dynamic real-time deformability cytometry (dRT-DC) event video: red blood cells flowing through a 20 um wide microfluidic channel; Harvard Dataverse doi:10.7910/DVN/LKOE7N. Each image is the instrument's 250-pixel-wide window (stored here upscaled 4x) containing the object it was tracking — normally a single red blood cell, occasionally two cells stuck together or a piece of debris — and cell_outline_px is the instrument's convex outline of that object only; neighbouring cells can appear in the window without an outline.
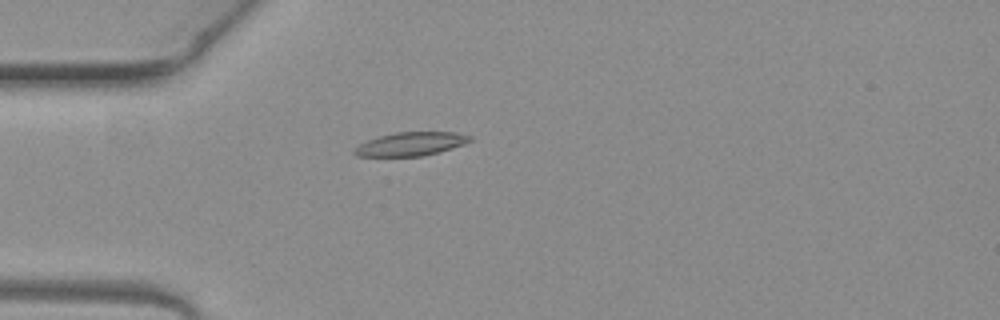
{"species": "common noctule bat (a hibernating species)", "species_latin": "Nyctalus noctula", "temperature_condition": "warm", "stored_images_in_passage": 1, "camera_frame_rate_fps": 3000, "um_per_image_px": 0.085, "animal": {"sex": "female", "body_mass_g": 19.3, "forearm_length_mm": 54.1}, "frame": {"image": 1, "passage_image": 1, "time_ms": 0.0, "image_size_px": [1000, 320], "cell_outline_px": [[472, 140], [464, 144], [436, 152], [420, 156], [356, 156], [352, 152], [360, 144], [368, 140], [380, 136], [396, 132], [456, 132], [472, 136]], "centroid_in_image_um": [34.92, 12.23], "position_along_channel_um": 50.1, "area_um2": 15.61}}